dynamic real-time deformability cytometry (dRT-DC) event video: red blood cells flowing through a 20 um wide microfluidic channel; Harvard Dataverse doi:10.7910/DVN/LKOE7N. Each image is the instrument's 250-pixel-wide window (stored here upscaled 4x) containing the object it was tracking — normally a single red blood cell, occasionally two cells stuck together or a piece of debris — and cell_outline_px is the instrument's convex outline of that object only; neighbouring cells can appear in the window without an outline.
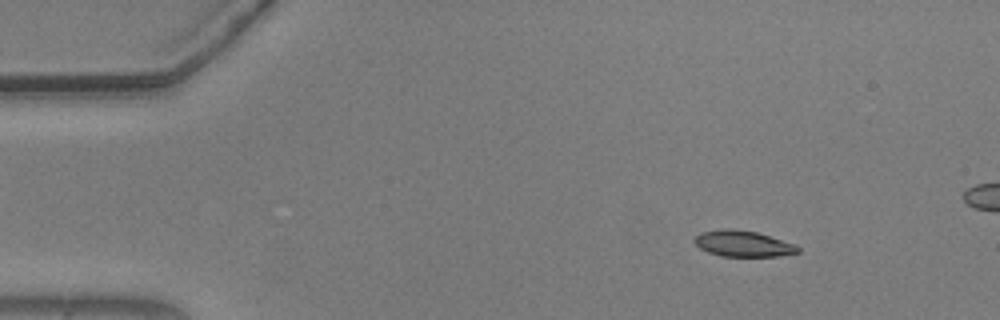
{"species": "common noctule bat (a hibernating species)", "species_latin": "Nyctalus noctula", "temperature_condition": "warm", "stored_images_in_passage": 52, "camera_frame_rate_fps": 3000, "um_per_image_px": 0.085, "animal": {"sex": "male", "body_mass_g": 20.5, "forearm_length_mm": 52.5}, "frame": {"image": 1, "passage_image": 7, "time_ms": 2.0, "image_size_px": [1000, 320], "cell_outline_px": [[800, 252], [780, 256], [720, 256], [708, 252], [700, 248], [692, 240], [700, 232], [724, 228], [732, 228], [756, 232], [796, 244], [800, 248]], "centroid_in_image_um": [63.15, 20.71], "position_along_channel_um": 21.8, "area_um2": 15.78}}
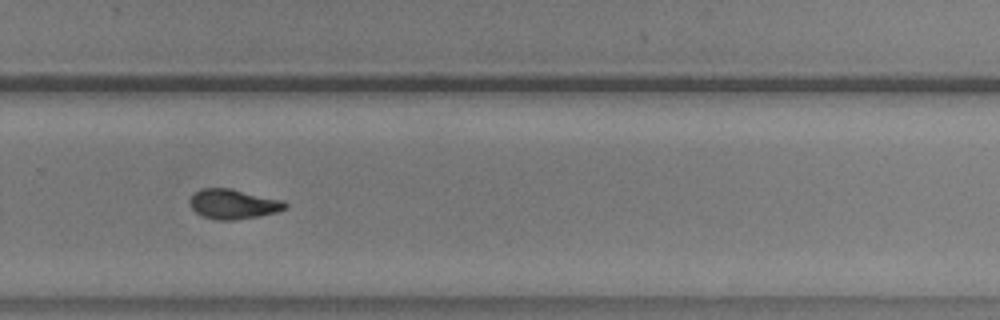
{"frame": {"image": 2, "passage_image": 37, "time_ms": 12.0, "image_size_px": [1000, 320], "cell_outline_px": [[288, 208], [276, 212], [260, 216], [236, 220], [216, 220], [204, 216], [196, 212], [192, 208], [188, 200], [200, 188], [232, 188], [284, 200], [288, 204]], "centroid_in_image_um": [19.87, 17.34], "position_along_channel_um": 309.9, "area_um2": 16.76}}
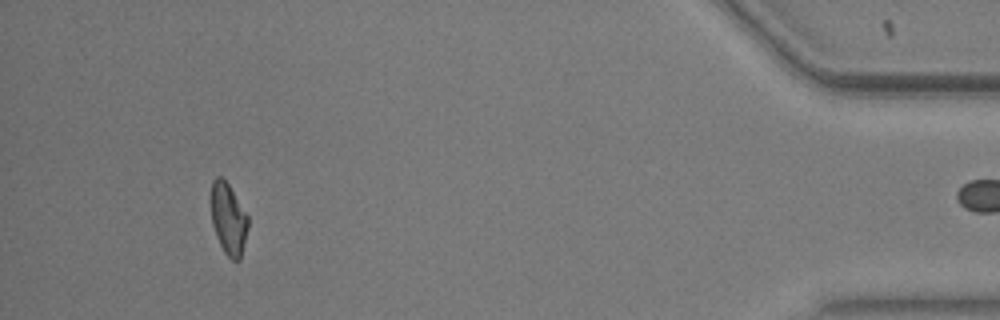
{"frame": {"image": 3, "passage_image": 51, "time_ms": 16.667, "image_size_px": [1000, 320], "cell_outline_px": [[248, 228], [240, 260], [232, 260], [224, 252], [216, 236], [212, 224], [212, 180], [216, 176], [220, 176], [228, 184], [248, 216]], "centroid_in_image_um": [19.42, 18.63], "position_along_channel_um": 415.8, "area_um2": 15.14}}